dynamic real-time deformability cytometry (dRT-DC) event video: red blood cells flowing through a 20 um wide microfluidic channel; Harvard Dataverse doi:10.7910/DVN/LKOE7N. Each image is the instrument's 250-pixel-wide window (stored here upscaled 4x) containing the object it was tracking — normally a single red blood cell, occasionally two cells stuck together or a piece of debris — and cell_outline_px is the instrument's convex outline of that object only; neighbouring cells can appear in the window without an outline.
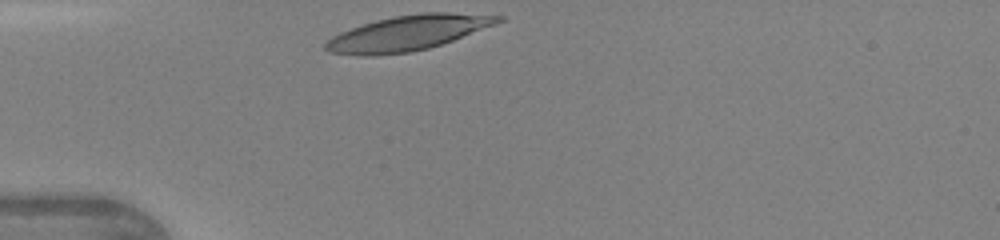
{"species": "human", "species_latin": "Homo sapiens", "temperature_condition": "warm", "stored_images_in_passage": 4, "camera_frame_rate_fps": 3000, "um_per_image_px": 0.085, "donor": {"sex": "female"}, "frame": {"image": 1, "passage_image": 1, "time_ms": 0.0, "image_size_px": [1000, 240], "cell_outline_px": [[504, 20], [496, 24], [452, 40], [428, 48], [408, 52], [372, 56], [360, 56], [328, 52], [324, 48], [324, 44], [332, 36], [340, 32], [376, 20], [392, 16], [424, 12], [448, 12], [504, 16]], "centroid_in_image_um": [34.64, 2.8], "position_along_channel_um": 50.4, "area_um2": 35.03}}